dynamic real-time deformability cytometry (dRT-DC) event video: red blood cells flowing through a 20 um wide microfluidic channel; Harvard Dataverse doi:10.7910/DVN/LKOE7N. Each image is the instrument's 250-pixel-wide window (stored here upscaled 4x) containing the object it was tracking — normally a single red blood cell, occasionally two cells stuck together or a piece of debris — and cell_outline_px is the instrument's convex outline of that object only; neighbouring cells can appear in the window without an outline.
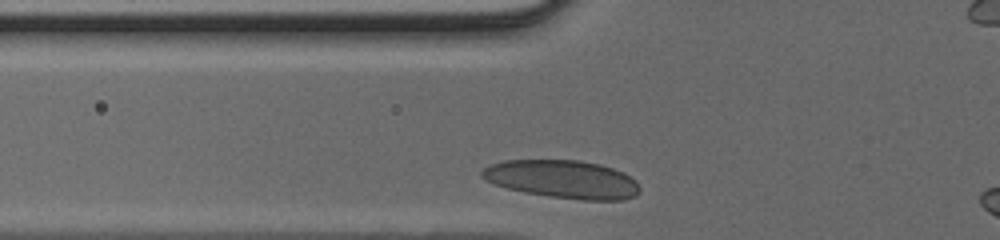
{"species": "human", "species_latin": "Homo sapiens", "temperature_condition": "cold", "stored_images_in_passage": 23, "camera_frame_rate_fps": 3000, "um_per_image_px": 0.085, "donor": {"sex": "male"}, "frame": {"image": 1, "passage_image": 2, "time_ms": 0.333, "image_size_px": [1000, 240], "cell_outline_px": [[640, 192], [636, 196], [624, 200], [584, 200], [548, 196], [524, 192], [508, 188], [496, 184], [480, 176], [480, 172], [488, 164], [504, 160], [580, 160], [600, 164], [624, 172], [636, 180], [640, 188]], "centroid_in_image_um": [47.85, 15.23], "position_along_channel_um": 77.9, "area_um2": 35.2}}
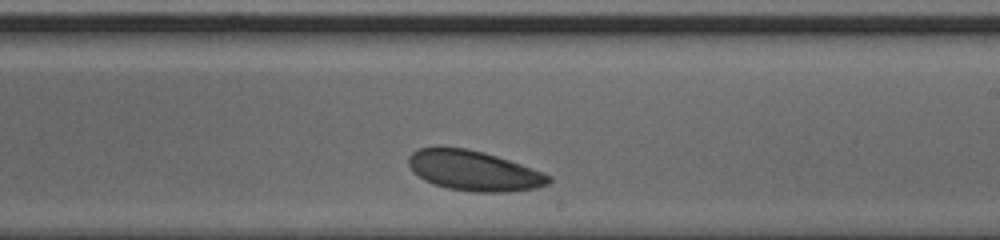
{"frame": {"image": 2, "passage_image": 14, "time_ms": 4.333, "image_size_px": [1000, 240], "cell_outline_px": [[552, 180], [548, 184], [536, 188], [508, 192], [476, 192], [448, 188], [432, 184], [424, 180], [412, 172], [408, 164], [408, 156], [412, 152], [420, 148], [464, 148], [496, 156], [544, 172], [552, 176]], "centroid_in_image_um": [40.28, 14.53], "position_along_channel_um": 248.7, "area_um2": 32.54}}
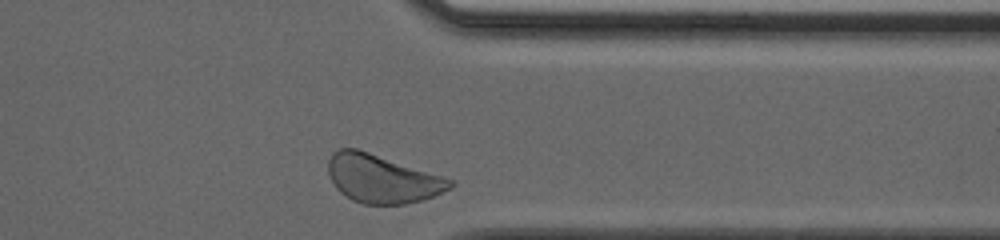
{"frame": {"image": 3, "passage_image": 23, "time_ms": 7.333, "image_size_px": [1000, 240], "cell_outline_px": [[456, 184], [452, 188], [424, 200], [404, 204], [364, 204], [352, 200], [340, 192], [336, 188], [328, 172], [328, 160], [332, 152], [340, 148], [356, 148], [444, 176], [456, 180]], "centroid_in_image_um": [32.52, 15.19], "position_along_channel_um": 378.9, "area_um2": 34.45}}